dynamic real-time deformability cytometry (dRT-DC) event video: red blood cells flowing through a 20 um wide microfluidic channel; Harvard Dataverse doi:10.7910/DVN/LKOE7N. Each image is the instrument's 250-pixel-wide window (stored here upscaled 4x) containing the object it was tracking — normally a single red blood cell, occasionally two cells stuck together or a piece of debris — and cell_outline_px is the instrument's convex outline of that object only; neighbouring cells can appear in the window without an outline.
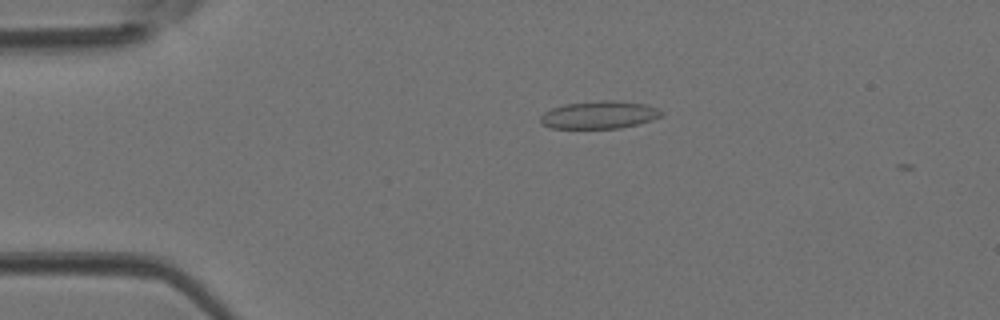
{"species": "Egyptian fruit bat (a non-hibernating species)", "species_latin": "Rousettus aegyptiacus", "temperature_condition": "room temperature", "stored_images_in_passage": 4, "camera_frame_rate_fps": 3000, "um_per_image_px": 0.085, "animal": {"sex": "female"}, "frame": {"image": 1, "passage_image": 2, "time_ms": 0.333, "image_size_px": [1000, 320], "cell_outline_px": [[664, 112], [660, 116], [652, 120], [620, 128], [548, 128], [540, 124], [540, 116], [544, 112], [552, 108], [564, 104], [600, 100], [612, 100], [648, 104], [660, 108]], "centroid_in_image_um": [50.93, 9.76], "position_along_channel_um": 34.1, "area_um2": 19.71}}